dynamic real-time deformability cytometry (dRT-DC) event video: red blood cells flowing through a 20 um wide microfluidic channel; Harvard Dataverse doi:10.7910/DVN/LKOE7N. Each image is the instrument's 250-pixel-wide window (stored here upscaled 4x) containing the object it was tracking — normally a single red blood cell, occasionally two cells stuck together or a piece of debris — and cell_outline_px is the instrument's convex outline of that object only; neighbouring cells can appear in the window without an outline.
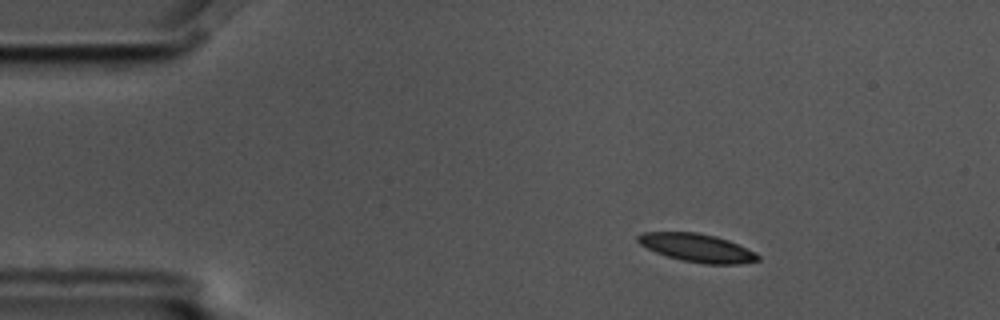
{"species": "common noctule bat (a hibernating species)", "species_latin": "Nyctalus noctula", "temperature_condition": "cold", "stored_images_in_passage": 3, "camera_frame_rate_fps": 3000, "um_per_image_px": 0.085, "animal": {"sex": "male", "body_mass_g": 17.5, "forearm_length_mm": 52.3}, "frame": {"image": 1, "passage_image": 1, "time_ms": 0.0, "image_size_px": [1000, 320], "cell_outline_px": [[760, 260], [740, 264], [704, 264], [680, 260], [656, 252], [640, 244], [636, 240], [636, 236], [644, 232], [696, 232], [716, 236], [728, 240], [756, 252], [760, 256]], "centroid_in_image_um": [59.27, 21.07], "position_along_channel_um": 25.7, "area_um2": 19.77}}